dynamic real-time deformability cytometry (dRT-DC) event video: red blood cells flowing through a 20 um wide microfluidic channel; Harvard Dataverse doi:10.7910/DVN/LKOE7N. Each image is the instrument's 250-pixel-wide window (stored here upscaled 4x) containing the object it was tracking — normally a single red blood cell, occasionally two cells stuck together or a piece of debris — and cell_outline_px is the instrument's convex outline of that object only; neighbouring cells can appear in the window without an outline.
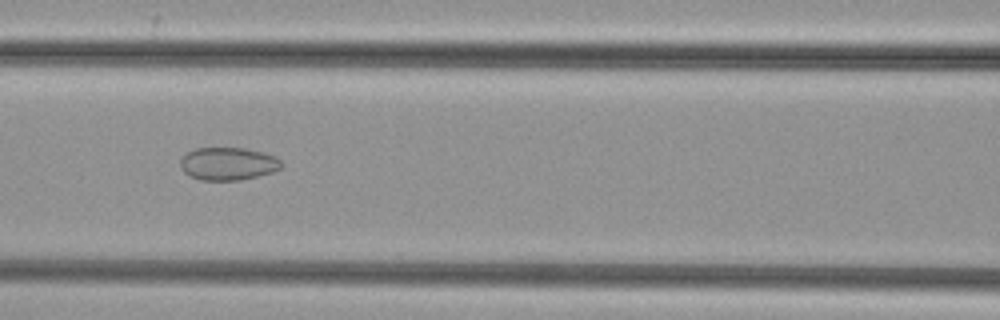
{"species": "common noctule bat (a hibernating species)", "species_latin": "Nyctalus noctula", "temperature_condition": "cold", "stored_images_in_passage": 25, "camera_frame_rate_fps": 3000, "um_per_image_px": 0.085, "animal": {"sex": "female", "body_mass_g": 29.2, "forearm_length_mm": 56.3}, "frame": {"image": 1, "passage_image": 15, "time_ms": 4.667, "image_size_px": [1000, 320], "cell_outline_px": [[280, 168], [272, 172], [240, 180], [200, 180], [188, 176], [180, 168], [180, 160], [188, 152], [196, 148], [244, 148], [276, 156], [280, 160]], "centroid_in_image_um": [19.34, 13.92], "position_along_channel_um": 147.3, "area_um2": 19.19}}
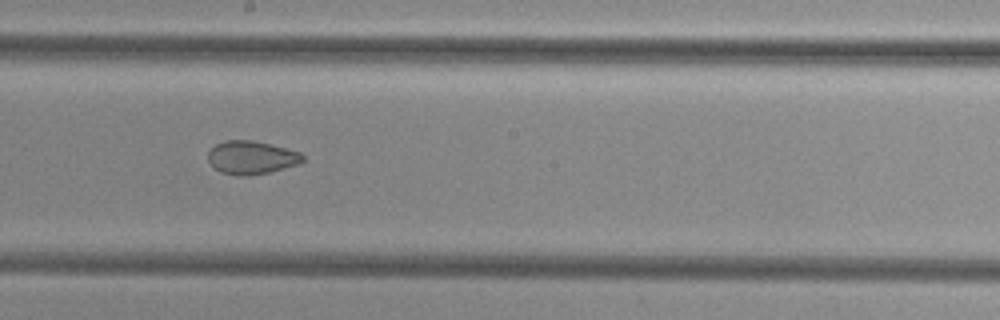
{"frame": {"image": 2, "passage_image": 21, "time_ms": 6.667, "image_size_px": [1000, 320], "cell_outline_px": [[304, 160], [300, 164], [252, 176], [240, 176], [220, 172], [208, 160], [208, 152], [216, 144], [224, 140], [252, 140], [300, 152], [304, 156]], "centroid_in_image_um": [21.37, 13.4], "position_along_channel_um": 226.8, "area_um2": 18.26}}
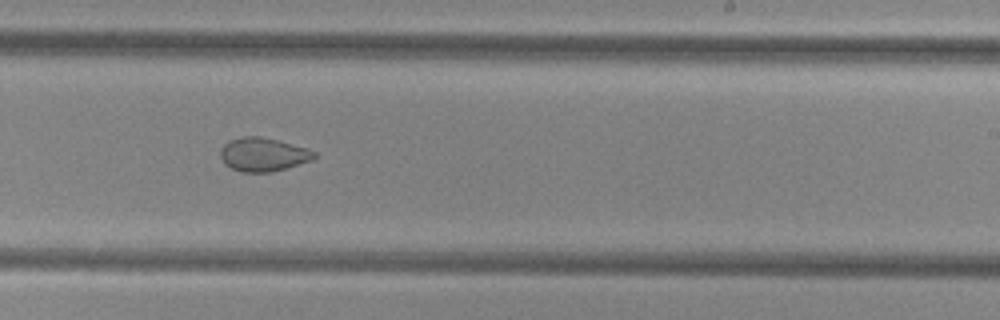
{"frame": {"image": 3, "passage_image": 24, "time_ms": 7.667, "image_size_px": [1000, 320], "cell_outline_px": [[316, 156], [312, 160], [272, 172], [244, 172], [232, 168], [224, 164], [220, 156], [220, 148], [228, 140], [240, 136], [260, 136], [308, 148], [316, 152]], "centroid_in_image_um": [22.34, 13.12], "position_along_channel_um": 266.7, "area_um2": 18.44}}